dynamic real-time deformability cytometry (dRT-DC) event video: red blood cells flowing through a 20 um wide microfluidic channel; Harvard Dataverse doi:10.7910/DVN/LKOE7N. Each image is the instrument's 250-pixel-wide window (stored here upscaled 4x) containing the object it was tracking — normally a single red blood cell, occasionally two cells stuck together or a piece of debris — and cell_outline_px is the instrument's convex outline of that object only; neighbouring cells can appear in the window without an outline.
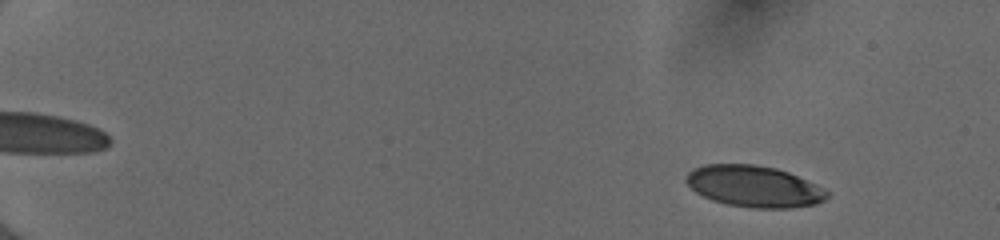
{"species": "human", "species_latin": "Homo sapiens", "temperature_condition": "cold", "stored_images_in_passage": 54, "camera_frame_rate_fps": 3000, "um_per_image_px": 0.085, "donor": {"sex": "female"}, "frame": {"image": 1, "passage_image": 7, "time_ms": 2.0, "image_size_px": [1000, 240], "cell_outline_px": [[828, 196], [824, 200], [816, 204], [788, 208], [752, 208], [728, 204], [712, 200], [696, 192], [684, 180], [684, 176], [692, 168], [704, 164], [756, 164], [776, 168], [788, 172], [816, 184], [828, 192]], "centroid_in_image_um": [64.06, 15.83], "position_along_channel_um": 20.9, "area_um2": 34.04}}
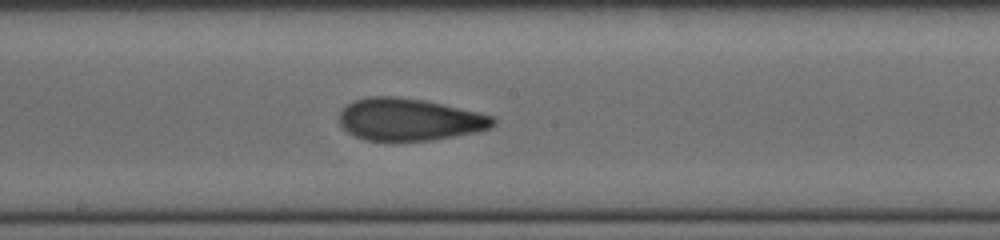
{"frame": {"image": 2, "passage_image": 33, "time_ms": 10.667, "image_size_px": [1000, 240], "cell_outline_px": [[496, 124], [488, 128], [476, 132], [432, 140], [364, 140], [348, 132], [340, 124], [340, 112], [352, 100], [368, 96], [396, 96], [424, 100], [476, 112], [492, 116], [496, 120]], "centroid_in_image_um": [34.77, 10.15], "position_along_channel_um": 213.4, "area_um2": 37.51}}
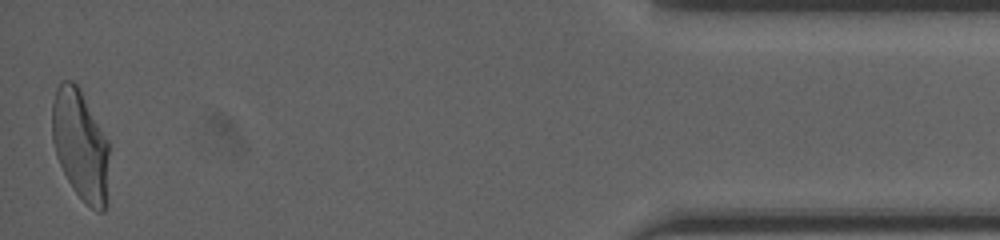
{"frame": {"image": 3, "passage_image": 54, "time_ms": 17.667, "image_size_px": [1000, 240], "cell_outline_px": [[108, 204], [104, 212], [96, 212], [72, 188], [56, 156], [52, 140], [52, 104], [56, 88], [60, 80], [72, 80], [80, 88], [108, 140]], "centroid_in_image_um": [6.84, 12.33], "position_along_channel_um": 428.4, "area_um2": 37.05}, "authors_computed_cell_mechanics": {"area_um2": 37.0498, "velocity_mm_per_s": 4.0106, "shape_relaxation_time_tau1_ms": 5.2571, "shape_relaxation_time_tau2_ms": 1.4368, "deformation_change_tau1": 0.2048, "deformation_change_tau2": 0.0766}}